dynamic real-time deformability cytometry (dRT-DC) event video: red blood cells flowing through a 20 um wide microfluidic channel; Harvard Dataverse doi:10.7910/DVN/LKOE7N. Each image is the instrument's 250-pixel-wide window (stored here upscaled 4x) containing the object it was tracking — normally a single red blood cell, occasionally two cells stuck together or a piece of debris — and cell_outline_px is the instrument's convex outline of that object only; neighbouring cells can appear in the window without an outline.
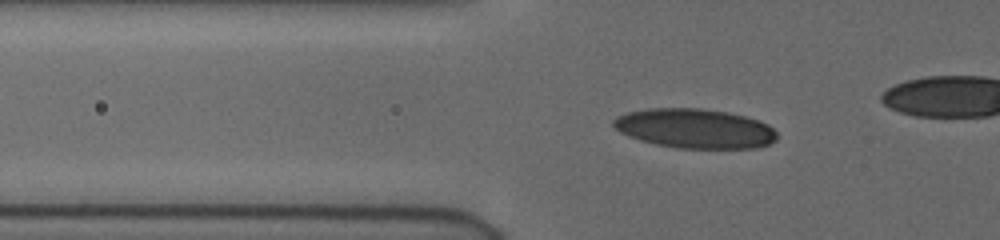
{"species": "human", "species_latin": "Homo sapiens", "temperature_condition": "cold", "stored_images_in_passage": 52, "camera_frame_rate_fps": 3000, "um_per_image_px": 0.085, "donor": {"sex": "female"}, "frame": {"image": 1, "passage_image": 23, "time_ms": 7.333, "image_size_px": [1000, 240], "cell_outline_px": [[776, 140], [768, 144], [756, 148], [676, 148], [656, 144], [640, 140], [620, 132], [612, 124], [612, 120], [616, 116], [628, 112], [648, 108], [700, 108], [728, 112], [760, 120], [768, 124], [776, 132]], "centroid_in_image_um": [59.06, 10.91], "position_along_channel_um": 66.7, "area_um2": 37.69}}
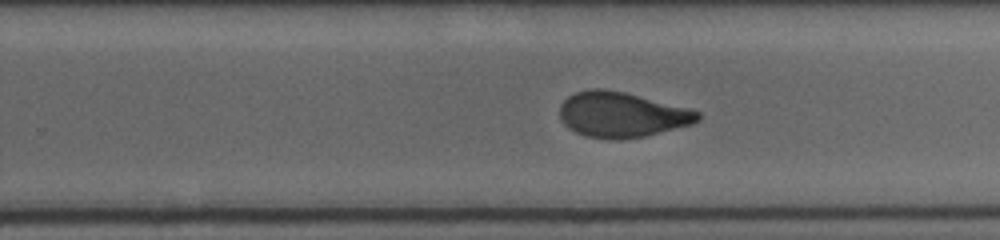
{"frame": {"image": 2, "passage_image": 40, "time_ms": 13.0, "image_size_px": [1000, 240], "cell_outline_px": [[700, 120], [692, 124], [644, 136], [620, 140], [612, 140], [584, 136], [568, 128], [560, 120], [560, 104], [568, 96], [576, 92], [592, 88], [604, 88], [624, 92], [688, 108], [700, 112]], "centroid_in_image_um": [52.81, 9.75], "position_along_channel_um": 277.0, "area_um2": 36.47}}
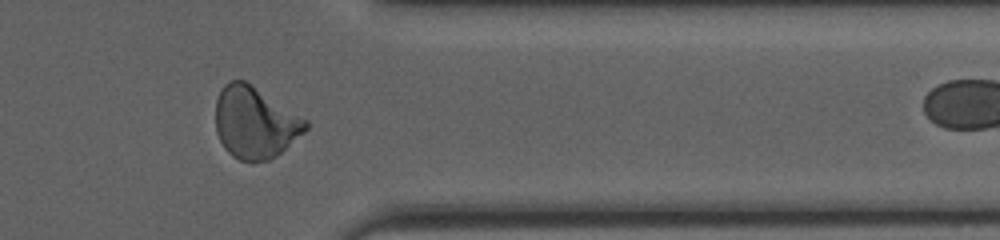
{"frame": {"image": 3, "passage_image": 49, "time_ms": 16.0, "image_size_px": [1000, 240], "cell_outline_px": [[308, 128], [304, 132], [276, 156], [268, 160], [252, 164], [240, 160], [232, 156], [224, 148], [216, 132], [216, 100], [224, 84], [232, 80], [244, 80], [308, 120]], "centroid_in_image_um": [21.66, 10.45], "position_along_channel_um": 389.7, "area_um2": 37.57}}